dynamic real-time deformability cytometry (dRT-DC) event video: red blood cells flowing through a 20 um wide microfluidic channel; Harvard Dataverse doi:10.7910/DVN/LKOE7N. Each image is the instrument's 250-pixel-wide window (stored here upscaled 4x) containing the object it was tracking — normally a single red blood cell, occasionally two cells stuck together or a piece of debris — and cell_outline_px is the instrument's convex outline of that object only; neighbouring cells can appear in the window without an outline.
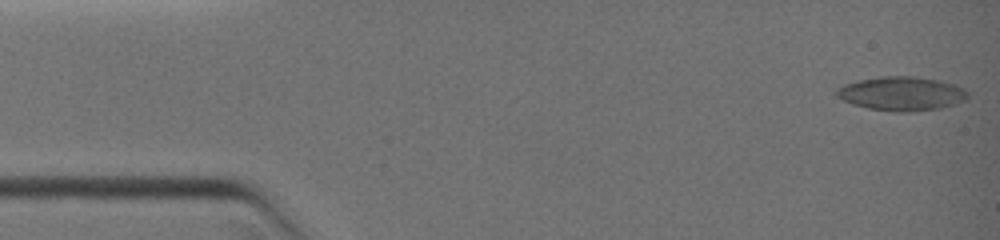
{"species": "common noctule bat (a hibernating species)", "species_latin": "Nyctalus noctula", "temperature_condition": "warm", "stored_images_in_passage": 14, "camera_frame_rate_fps": 3000, "um_per_image_px": 0.085, "animal": {"sex": "female", "body_mass_g": 19.0, "forearm_length_mm": 51.5}, "frame": {"image": 1, "passage_image": 1, "time_ms": 0.0, "image_size_px": [1000, 240], "cell_outline_px": [[968, 96], [964, 100], [940, 108], [908, 112], [896, 112], [868, 108], [852, 104], [836, 96], [836, 88], [844, 84], [860, 80], [880, 76], [912, 76], [936, 80], [956, 84], [968, 92]], "centroid_in_image_um": [76.61, 7.95], "position_along_channel_um": 8.4, "area_um2": 25.78}}
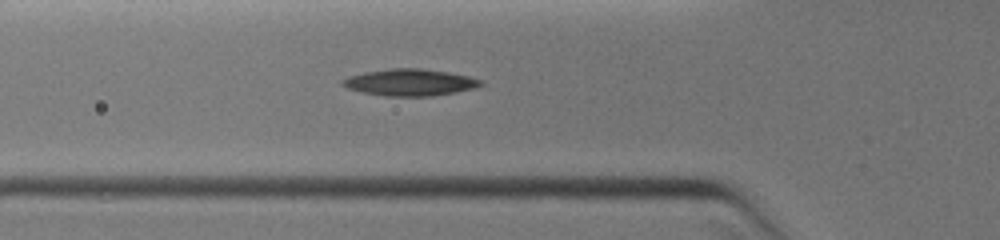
{"frame": {"image": 2, "passage_image": 12, "time_ms": 4.333, "image_size_px": [1000, 240], "cell_outline_px": [[484, 84], [476, 88], [456, 92], [432, 96], [384, 96], [360, 92], [348, 88], [340, 84], [340, 80], [348, 76], [364, 72], [388, 68], [420, 68], [448, 72], [468, 76], [484, 80]], "centroid_in_image_um": [34.83, 7.0], "position_along_channel_um": 91.0, "area_um2": 21.85}}
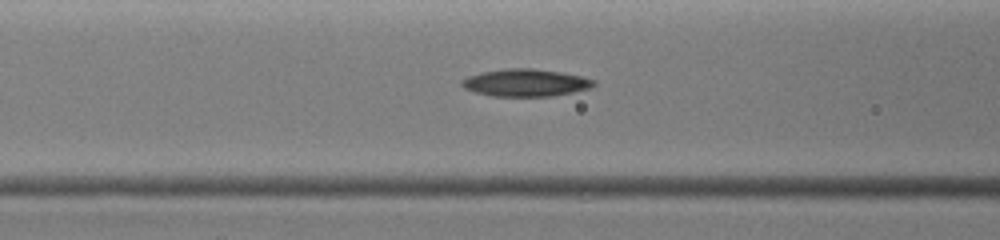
{"frame": {"image": 3, "passage_image": 14, "time_ms": 5.0, "image_size_px": [1000, 240], "cell_outline_px": [[596, 84], [592, 88], [552, 96], [492, 96], [476, 92], [464, 88], [460, 84], [460, 80], [468, 76], [480, 72], [504, 68], [532, 68], [560, 72], [580, 76], [596, 80]], "centroid_in_image_um": [44.66, 7.02], "position_along_channel_um": 121.9, "area_um2": 21.15}}